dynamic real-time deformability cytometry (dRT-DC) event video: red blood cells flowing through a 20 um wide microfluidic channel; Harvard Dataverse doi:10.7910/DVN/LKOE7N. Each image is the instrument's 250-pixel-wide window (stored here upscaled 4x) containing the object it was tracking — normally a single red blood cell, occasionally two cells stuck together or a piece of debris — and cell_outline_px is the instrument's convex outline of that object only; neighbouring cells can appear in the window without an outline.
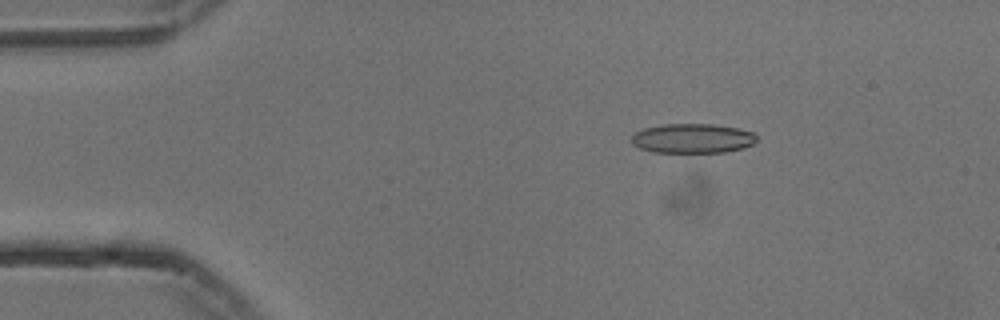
{"species": "common noctule bat (a hibernating species)", "species_latin": "Nyctalus noctula", "temperature_condition": "cold", "stored_images_in_passage": 47, "camera_frame_rate_fps": 3000, "um_per_image_px": 0.085, "animal": {"sex": "male", "body_mass_g": 13.3}, "frame": {"image": 1, "passage_image": 1, "time_ms": 0.0, "image_size_px": [1000, 320], "cell_outline_px": [[756, 140], [752, 144], [744, 148], [724, 152], [652, 152], [640, 148], [632, 144], [632, 136], [636, 132], [644, 128], [664, 124], [712, 124], [736, 128], [752, 132], [756, 136]], "centroid_in_image_um": [58.85, 11.76], "position_along_channel_um": 26.2, "area_um2": 21.39}}
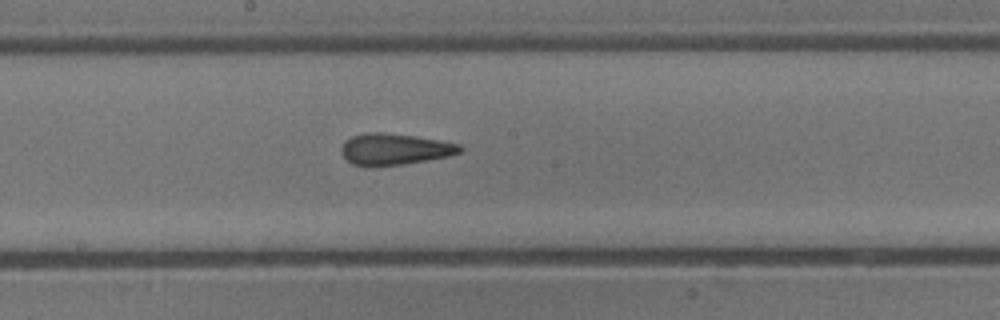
{"frame": {"image": 2, "passage_image": 21, "time_ms": 6.667, "image_size_px": [1000, 320], "cell_outline_px": [[464, 148], [460, 152], [448, 156], [428, 160], [400, 164], [352, 164], [340, 152], [340, 148], [344, 140], [352, 136], [368, 132], [384, 132], [416, 136], [440, 140], [460, 144]], "centroid_in_image_um": [33.56, 12.64], "position_along_channel_um": 214.6, "area_um2": 21.33}}
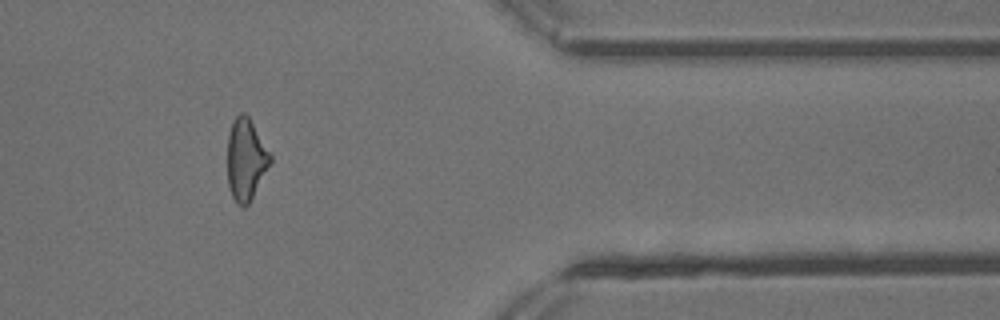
{"frame": {"image": 3, "passage_image": 37, "time_ms": 12.0, "image_size_px": [1000, 320], "cell_outline_px": [[272, 160], [248, 204], [244, 208], [236, 204], [232, 196], [228, 184], [228, 132], [232, 120], [240, 112], [244, 112], [248, 116], [272, 156]], "centroid_in_image_um": [20.88, 13.54], "position_along_channel_um": 390.5, "area_um2": 20.23}, "authors_computed_cell_mechanics": {"area_um2": 21.386, "velocity_mm_per_s": 3.7626, "shape_relaxation_time_tau1_ms": null, "shape_relaxation_time_tau2_ms": 2.2555, "deformation_change_tau1": null, "deformation_change_tau2": 0.112}}